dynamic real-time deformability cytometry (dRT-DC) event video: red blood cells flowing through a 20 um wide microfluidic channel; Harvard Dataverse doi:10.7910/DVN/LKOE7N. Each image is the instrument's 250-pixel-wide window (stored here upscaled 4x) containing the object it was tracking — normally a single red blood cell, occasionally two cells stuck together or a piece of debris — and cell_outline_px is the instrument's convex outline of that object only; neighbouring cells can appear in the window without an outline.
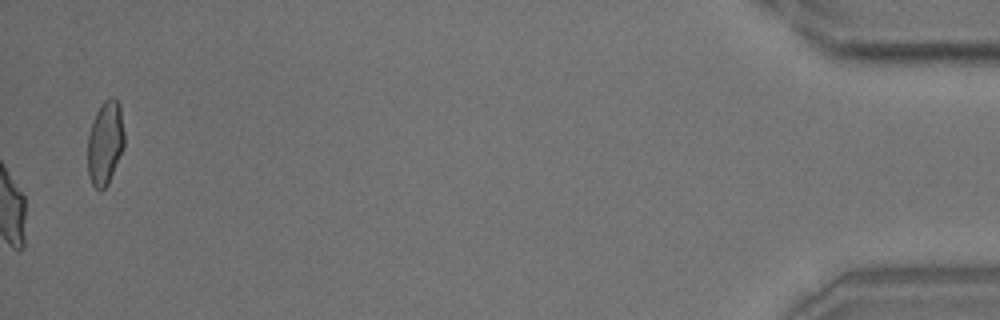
{"species": "common noctule bat (a hibernating species)", "species_latin": "Nyctalus noctula", "temperature_condition": "room temperature", "stored_images_in_passage": 44, "camera_frame_rate_fps": 3000, "um_per_image_px": 0.085, "animal": {"sex": "male", "body_mass_g": 18.8}, "frame": {"image": 1, "passage_image": 44, "time_ms": 14.333, "image_size_px": [1000, 320], "cell_outline_px": [[124, 148], [108, 184], [100, 192], [92, 184], [88, 172], [88, 136], [92, 120], [100, 104], [108, 96], [112, 96], [120, 104], [124, 132]], "centroid_in_image_um": [8.95, 12.11], "position_along_channel_um": 426.3, "area_um2": 18.15}, "authors_computed_cell_mechanics": {"area_um2": 20.8369, "velocity_mm_per_s": 3.7057, "shape_relaxation_time_tau1_ms": 3.7679, "shape_relaxation_time_tau2_ms": 1.4998, "deformation_change_tau1": 0.1685, "deformation_change_tau2": 0.097}}